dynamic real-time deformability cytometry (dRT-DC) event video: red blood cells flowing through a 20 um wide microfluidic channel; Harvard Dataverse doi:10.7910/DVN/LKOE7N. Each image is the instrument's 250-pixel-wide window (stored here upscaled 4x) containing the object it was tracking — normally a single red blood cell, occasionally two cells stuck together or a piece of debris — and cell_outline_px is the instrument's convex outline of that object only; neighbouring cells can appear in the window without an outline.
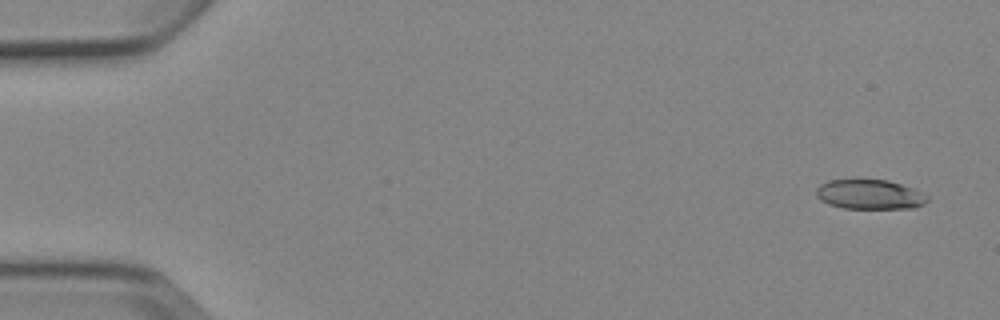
{"species": "Egyptian fruit bat (a non-hibernating species)", "species_latin": "Rousettus aegyptiacus", "temperature_condition": "cold", "stored_images_in_passage": 5, "camera_frame_rate_fps": 3000, "um_per_image_px": 0.085, "animal": {"sex": "female"}, "frame": {"image": 1, "passage_image": 1, "time_ms": 0.0, "image_size_px": [1000, 320], "cell_outline_px": [[928, 200], [924, 204], [916, 208], [844, 208], [828, 204], [820, 200], [816, 196], [816, 188], [820, 184], [828, 180], [856, 176], [888, 180], [912, 188], [928, 196]], "centroid_in_image_um": [73.86, 16.47], "position_along_channel_um": 11.1, "area_um2": 20.0}}